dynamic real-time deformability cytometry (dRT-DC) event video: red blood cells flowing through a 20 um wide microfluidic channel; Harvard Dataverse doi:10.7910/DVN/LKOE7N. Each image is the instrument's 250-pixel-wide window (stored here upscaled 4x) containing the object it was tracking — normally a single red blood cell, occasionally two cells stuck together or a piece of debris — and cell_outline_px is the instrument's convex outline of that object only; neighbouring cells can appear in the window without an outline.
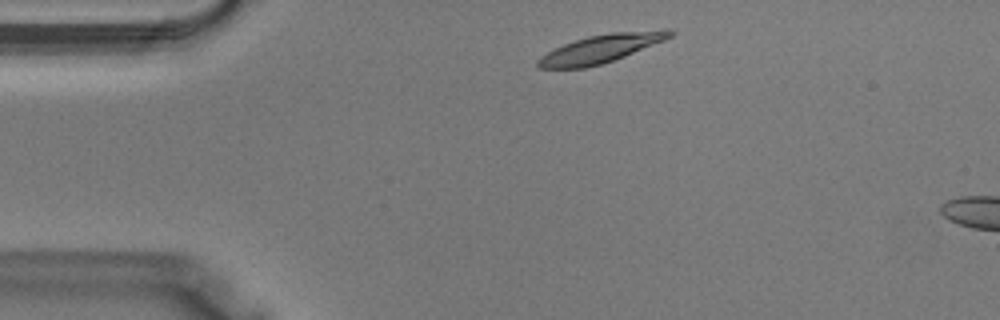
{"species": "Egyptian fruit bat (a non-hibernating species)", "species_latin": "Rousettus aegyptiacus", "temperature_condition": "warm", "stored_images_in_passage": 5, "camera_frame_rate_fps": 3000, "um_per_image_px": 0.085, "animal": {"sex": "male"}, "frame": {"image": 1, "passage_image": 2, "time_ms": 0.333, "image_size_px": [1000, 320], "cell_outline_px": [[676, 32], [672, 36], [664, 40], [624, 56], [600, 64], [584, 68], [536, 68], [536, 60], [540, 56], [564, 44], [588, 36], [612, 32], [668, 28]], "centroid_in_image_um": [51.1, 4.11], "position_along_channel_um": 33.9, "area_um2": 21.62}}